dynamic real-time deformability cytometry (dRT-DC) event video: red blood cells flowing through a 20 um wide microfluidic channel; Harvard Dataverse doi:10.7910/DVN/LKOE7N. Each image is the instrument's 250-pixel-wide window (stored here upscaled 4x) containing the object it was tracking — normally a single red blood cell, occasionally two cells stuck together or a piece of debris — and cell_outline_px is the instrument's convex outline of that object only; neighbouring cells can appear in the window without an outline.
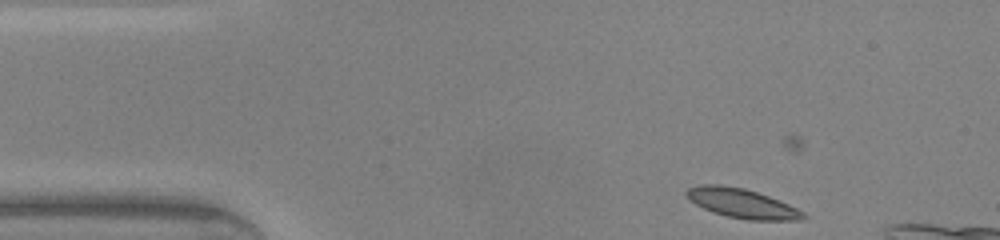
{"species": "common noctule bat (a hibernating species)", "species_latin": "Nyctalus noctula", "temperature_condition": "warm", "stored_images_in_passage": 9, "camera_frame_rate_fps": 3000, "um_per_image_px": 0.085, "animal": {"sex": "male", "body_mass_g": 20.0, "forearm_length_mm": 53.3}, "frame": {"image": 1, "passage_image": 2, "time_ms": 0.333, "image_size_px": [1000, 240], "cell_outline_px": [[808, 216], [800, 220], [748, 220], [728, 216], [712, 212], [688, 200], [684, 192], [688, 188], [700, 184], [720, 184], [744, 188], [780, 200], [804, 212]], "centroid_in_image_um": [63.04, 17.28], "position_along_channel_um": 22.0, "area_um2": 20.06}}